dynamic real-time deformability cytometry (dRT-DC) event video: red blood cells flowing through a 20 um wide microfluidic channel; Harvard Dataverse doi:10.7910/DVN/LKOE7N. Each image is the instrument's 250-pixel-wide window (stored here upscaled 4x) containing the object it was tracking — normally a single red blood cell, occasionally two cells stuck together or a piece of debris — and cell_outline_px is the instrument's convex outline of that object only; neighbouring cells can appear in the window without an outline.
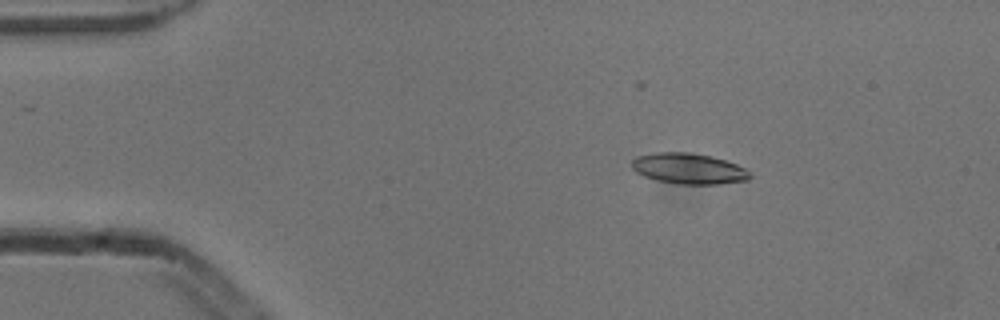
{"species": "common noctule bat (a hibernating species)", "species_latin": "Nyctalus noctula", "temperature_condition": "cold", "stored_images_in_passage": 4, "camera_frame_rate_fps": 3000, "um_per_image_px": 0.085, "animal": {"sex": "male", "body_mass_g": 13.3}, "frame": {"image": 1, "passage_image": 2, "time_ms": 0.333, "image_size_px": [1000, 320], "cell_outline_px": [[752, 176], [748, 180], [720, 184], [676, 184], [656, 180], [644, 176], [636, 172], [632, 168], [632, 160], [636, 156], [652, 152], [688, 152], [712, 156], [736, 164], [752, 172]], "centroid_in_image_um": [58.54, 14.33], "position_along_channel_um": 26.5, "area_um2": 21.39}}